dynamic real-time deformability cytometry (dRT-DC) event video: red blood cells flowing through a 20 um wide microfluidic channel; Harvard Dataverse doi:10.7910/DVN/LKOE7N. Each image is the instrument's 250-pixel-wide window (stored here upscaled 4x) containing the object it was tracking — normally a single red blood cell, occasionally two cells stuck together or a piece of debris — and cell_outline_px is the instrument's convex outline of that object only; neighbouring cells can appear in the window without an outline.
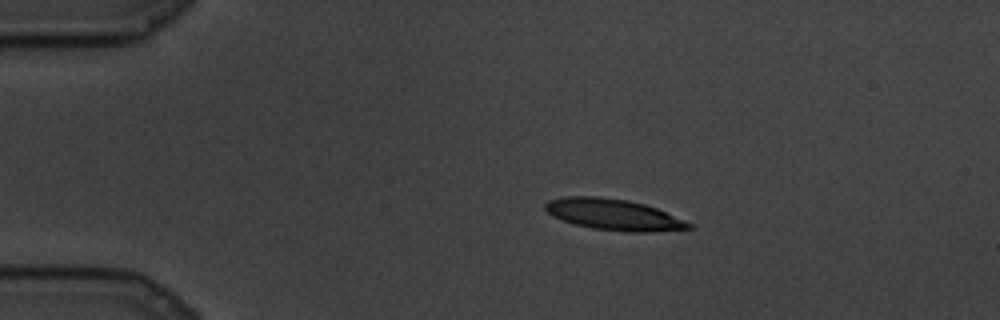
{"species": "common noctule bat (a hibernating species)", "species_latin": "Nyctalus noctula", "temperature_condition": "cold", "stored_images_in_passage": 71, "camera_frame_rate_fps": 3000, "um_per_image_px": 0.085, "animal": {"sex": "male", "body_mass_g": 19.5, "forearm_length_mm": 54.6}, "frame": {"image": 1, "passage_image": 1, "time_ms": 0.0, "image_size_px": [1000, 320], "cell_outline_px": [[696, 228], [652, 232], [628, 232], [592, 228], [576, 224], [552, 216], [544, 208], [544, 204], [548, 200], [564, 196], [600, 196], [628, 200], [644, 204], [656, 208], [696, 224]], "centroid_in_image_um": [52.21, 18.24], "position_along_channel_um": 32.8, "area_um2": 26.3}}
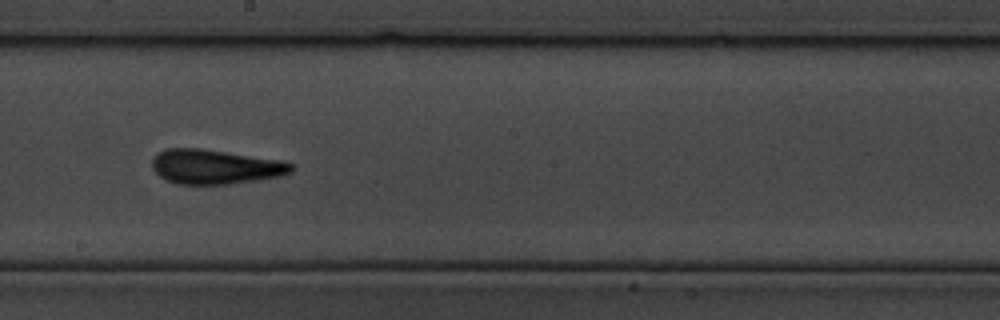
{"frame": {"image": 2, "passage_image": 33, "time_ms": 10.667, "image_size_px": [1000, 320], "cell_outline_px": [[296, 168], [292, 172], [280, 176], [256, 180], [228, 184], [176, 184], [164, 180], [152, 168], [152, 156], [156, 152], [168, 148], [200, 148], [284, 160], [292, 164]], "centroid_in_image_um": [18.28, 14.17], "position_along_channel_um": 229.9, "area_um2": 28.38}}
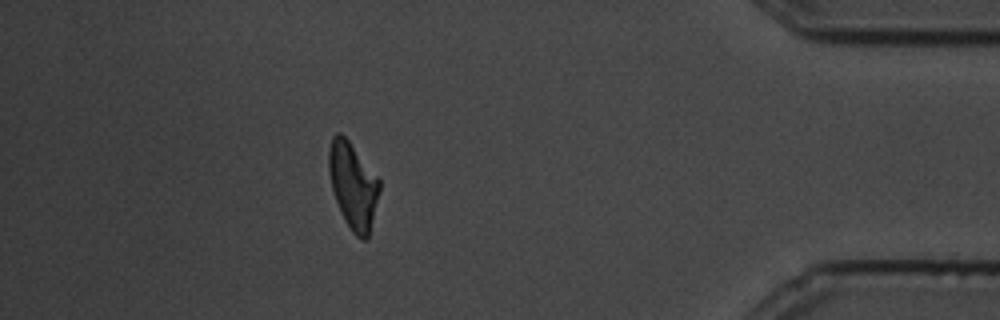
{"frame": {"image": 3, "passage_image": 61, "time_ms": 20.0, "image_size_px": [1000, 320], "cell_outline_px": [[380, 192], [368, 240], [360, 240], [352, 232], [344, 220], [336, 200], [332, 188], [328, 172], [328, 152], [332, 136], [336, 132], [340, 132], [348, 140], [380, 180]], "centroid_in_image_um": [30.01, 15.8], "position_along_channel_um": 405.2, "area_um2": 25.55}}